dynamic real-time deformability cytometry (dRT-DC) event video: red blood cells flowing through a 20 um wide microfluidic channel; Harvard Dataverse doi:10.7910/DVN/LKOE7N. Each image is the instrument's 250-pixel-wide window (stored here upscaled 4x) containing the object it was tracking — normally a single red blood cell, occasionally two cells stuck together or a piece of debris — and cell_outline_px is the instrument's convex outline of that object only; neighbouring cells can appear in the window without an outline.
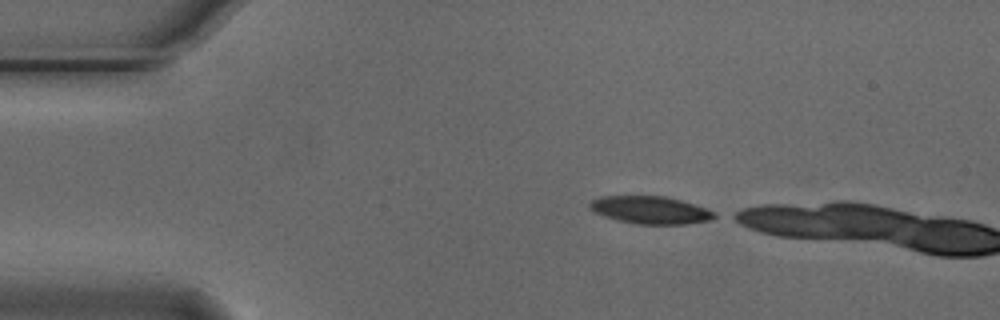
{"species": "Egyptian fruit bat (a non-hibernating species)", "species_latin": "Rousettus aegyptiacus", "temperature_condition": "cold", "stored_images_in_passage": 3, "camera_frame_rate_fps": 3000, "um_per_image_px": 0.085, "animal": {"sex": "male"}, "frame": {"image": 1, "passage_image": 1, "time_ms": 0.0, "image_size_px": [1000, 320], "cell_outline_px": [[720, 216], [712, 220], [684, 224], [636, 224], [604, 216], [588, 208], [588, 204], [592, 200], [600, 196], [664, 196], [680, 200], [716, 212]], "centroid_in_image_um": [55.3, 17.85], "position_along_channel_um": 29.7, "area_um2": 20.0}}